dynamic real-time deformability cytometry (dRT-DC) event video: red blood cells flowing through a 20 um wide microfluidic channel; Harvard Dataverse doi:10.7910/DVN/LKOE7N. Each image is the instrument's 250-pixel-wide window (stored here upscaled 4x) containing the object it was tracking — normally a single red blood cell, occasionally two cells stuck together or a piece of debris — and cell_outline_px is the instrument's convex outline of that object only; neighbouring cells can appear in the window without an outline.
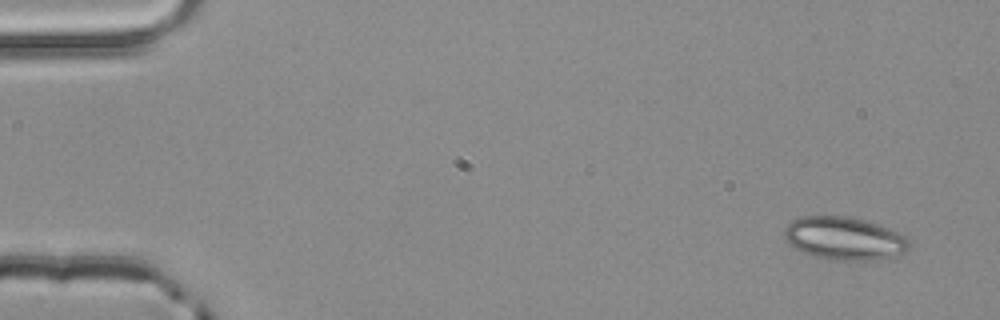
{"species": "common noctule bat (a hibernating species)", "species_latin": "Nyctalus noctula", "temperature_condition": "room temperature", "stored_images_in_passage": 5, "segment_of_instrument_passage": [2, 2], "camera_frame_rate_fps": 3000, "um_per_image_px": 0.085, "animal": {"sex": "male", "body_mass_g": 20.4}, "frame": {"image": 1, "passage_image": 5, "time_ms": 1.333, "image_size_px": [1000, 320], "cell_outline_px": [[912, 244], [904, 252], [876, 260], [828, 260], [804, 252], [796, 248], [784, 236], [784, 228], [792, 220], [800, 216], [848, 216], [864, 220], [888, 228], [908, 236]], "centroid_in_image_um": [71.79, 20.25], "position_along_channel_um": 13.2, "area_um2": 31.15}}